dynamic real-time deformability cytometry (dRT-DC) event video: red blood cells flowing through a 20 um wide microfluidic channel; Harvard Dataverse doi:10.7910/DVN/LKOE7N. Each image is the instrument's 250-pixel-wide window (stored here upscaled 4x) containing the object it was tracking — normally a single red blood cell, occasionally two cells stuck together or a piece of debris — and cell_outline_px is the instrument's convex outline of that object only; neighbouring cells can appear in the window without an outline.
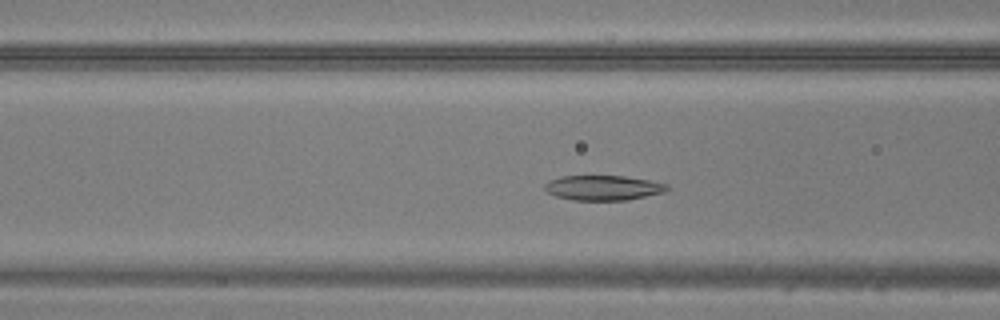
{"species": "common noctule bat (a hibernating species)", "species_latin": "Nyctalus noctula", "temperature_condition": "warm", "stored_images_in_passage": 35, "camera_frame_rate_fps": 3000, "um_per_image_px": 0.085, "animal": {"sex": "male", "body_mass_g": 20.5, "forearm_length_mm": 52.5}, "frame": {"image": 1, "passage_image": 12, "time_ms": 3.667, "image_size_px": [1000, 320], "cell_outline_px": [[672, 188], [664, 192], [628, 200], [572, 200], [556, 196], [548, 192], [544, 188], [544, 184], [560, 176], [624, 176], [648, 180], [668, 184]], "centroid_in_image_um": [51.3, 15.96], "position_along_channel_um": 115.3, "area_um2": 17.74}}
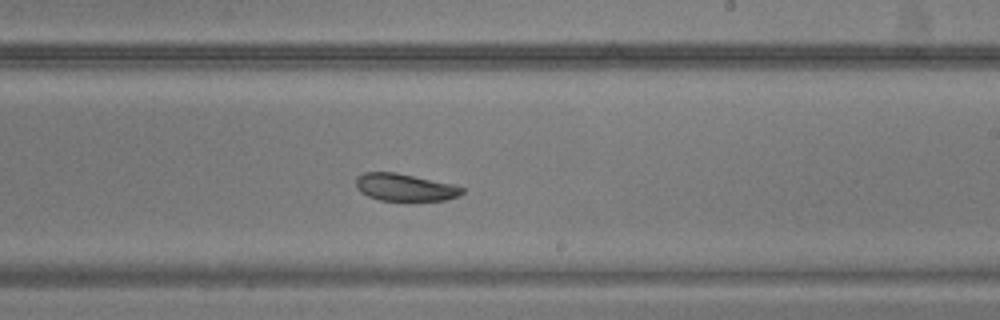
{"frame": {"image": 2, "passage_image": 22, "time_ms": 7.0, "image_size_px": [1000, 320], "cell_outline_px": [[464, 192], [460, 196], [444, 200], [380, 200], [368, 196], [360, 192], [356, 188], [356, 176], [364, 172], [396, 172], [456, 184], [464, 188]], "centroid_in_image_um": [34.43, 15.91], "position_along_channel_um": 254.6, "area_um2": 17.11}}
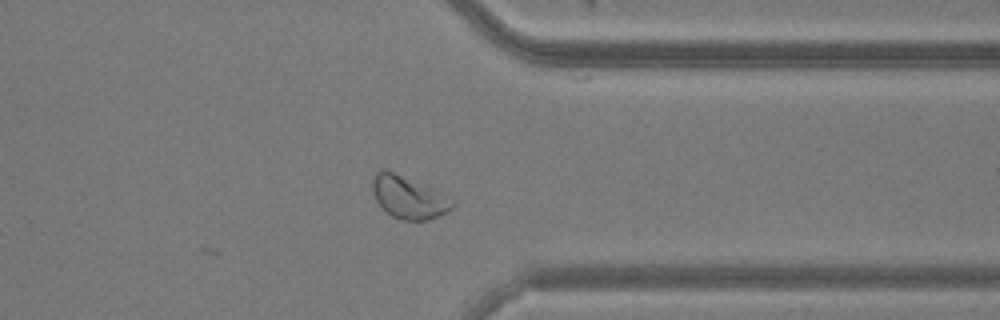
{"frame": {"image": 3, "passage_image": 31, "time_ms": 10.0, "image_size_px": [1000, 320], "cell_outline_px": [[456, 204], [448, 212], [440, 216], [428, 220], [400, 220], [392, 216], [376, 200], [372, 192], [372, 180], [376, 172], [392, 172], [452, 196], [456, 200]], "centroid_in_image_um": [34.82, 16.82], "position_along_channel_um": 376.6, "area_um2": 19.65}}